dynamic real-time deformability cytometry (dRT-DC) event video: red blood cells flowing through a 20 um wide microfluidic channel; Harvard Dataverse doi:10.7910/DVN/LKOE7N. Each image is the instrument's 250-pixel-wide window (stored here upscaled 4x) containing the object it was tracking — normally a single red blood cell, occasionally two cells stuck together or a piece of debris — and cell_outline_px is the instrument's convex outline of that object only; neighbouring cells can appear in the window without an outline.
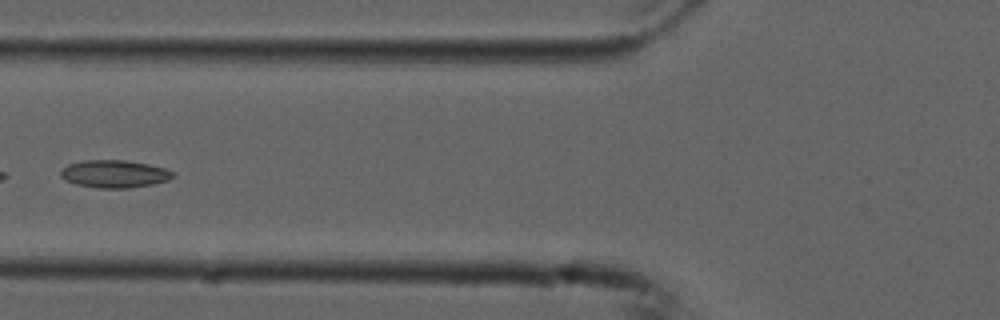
{"species": "common noctule bat (a hibernating species)", "species_latin": "Nyctalus noctula", "temperature_condition": "cold", "stored_images_in_passage": 6, "camera_frame_rate_fps": 3000, "um_per_image_px": 0.085, "animal": {"sex": "male", "forearm_length_mm": 52.5}, "frame": {"image": 1, "passage_image": 6, "time_ms": 1.667, "image_size_px": [1000, 320], "cell_outline_px": [[176, 176], [168, 180], [152, 184], [128, 188], [100, 188], [76, 184], [64, 180], [60, 176], [60, 168], [68, 164], [84, 160], [124, 160], [148, 164], [164, 168], [176, 172]], "centroid_in_image_um": [9.71, 14.77], "position_along_channel_um": 116.1, "area_um2": 18.21}}